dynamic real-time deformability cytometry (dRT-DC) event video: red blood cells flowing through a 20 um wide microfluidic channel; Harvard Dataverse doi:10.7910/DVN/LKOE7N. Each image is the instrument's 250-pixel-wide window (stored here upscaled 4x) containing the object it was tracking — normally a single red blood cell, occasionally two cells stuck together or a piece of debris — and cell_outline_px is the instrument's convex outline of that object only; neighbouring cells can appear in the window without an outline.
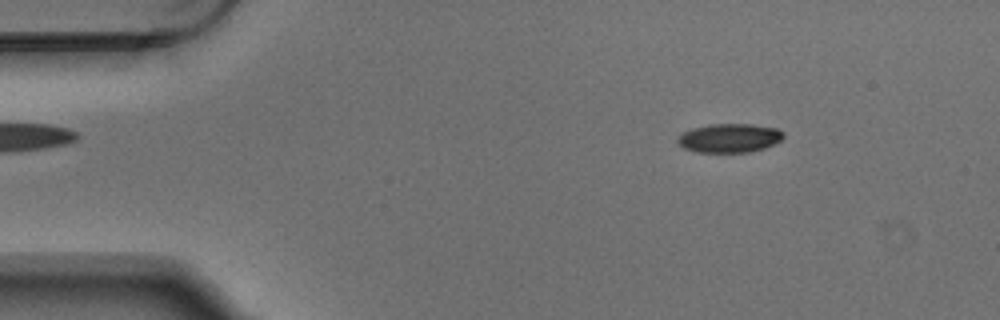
{"species": "Egyptian fruit bat (a non-hibernating species)", "species_latin": "Rousettus aegyptiacus", "temperature_condition": "warm", "stored_images_in_passage": 3, "camera_frame_rate_fps": 3000, "um_per_image_px": 0.085, "animal": {"sex": "male"}, "frame": {"image": 1, "passage_image": 1, "time_ms": 0.0, "image_size_px": [1000, 320], "cell_outline_px": [[784, 136], [780, 140], [764, 148], [748, 152], [696, 152], [684, 148], [676, 140], [684, 132], [692, 128], [708, 124], [752, 124], [776, 128], [784, 132]], "centroid_in_image_um": [62.0, 11.72], "position_along_channel_um": 23.0, "area_um2": 17.69}}